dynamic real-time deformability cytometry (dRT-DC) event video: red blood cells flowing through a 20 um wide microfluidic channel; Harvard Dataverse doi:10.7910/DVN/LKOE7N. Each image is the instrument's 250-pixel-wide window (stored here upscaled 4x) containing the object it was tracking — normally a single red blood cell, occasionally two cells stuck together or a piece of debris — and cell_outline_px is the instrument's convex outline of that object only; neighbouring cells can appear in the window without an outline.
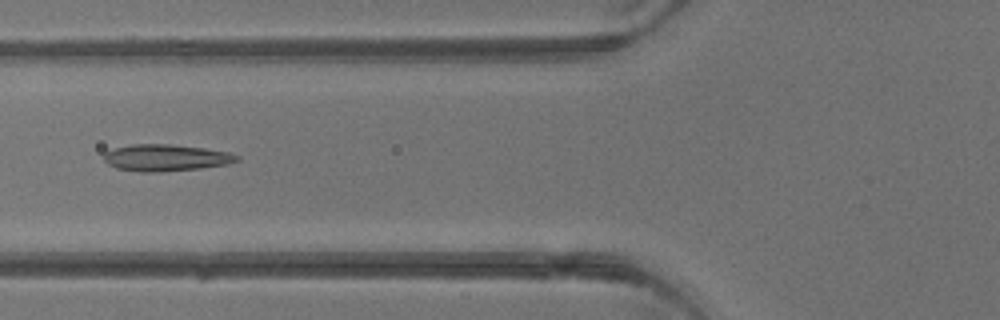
{"species": "common noctule bat (a hibernating species)", "species_latin": "Nyctalus noctula", "temperature_condition": "warm", "stored_images_in_passage": 4, "camera_frame_rate_fps": 3000, "um_per_image_px": 0.085, "animal": {"sex": "male", "body_mass_g": 13.3}, "frame": {"image": 1, "passage_image": 4, "time_ms": 3.667, "image_size_px": [1000, 320], "cell_outline_px": [[240, 160], [228, 164], [200, 168], [160, 172], [140, 172], [116, 168], [108, 164], [104, 160], [104, 152], [116, 148], [132, 144], [172, 144], [204, 148], [228, 152], [240, 156]], "centroid_in_image_um": [14.11, 13.41], "position_along_channel_um": 111.7, "area_um2": 20.75}}